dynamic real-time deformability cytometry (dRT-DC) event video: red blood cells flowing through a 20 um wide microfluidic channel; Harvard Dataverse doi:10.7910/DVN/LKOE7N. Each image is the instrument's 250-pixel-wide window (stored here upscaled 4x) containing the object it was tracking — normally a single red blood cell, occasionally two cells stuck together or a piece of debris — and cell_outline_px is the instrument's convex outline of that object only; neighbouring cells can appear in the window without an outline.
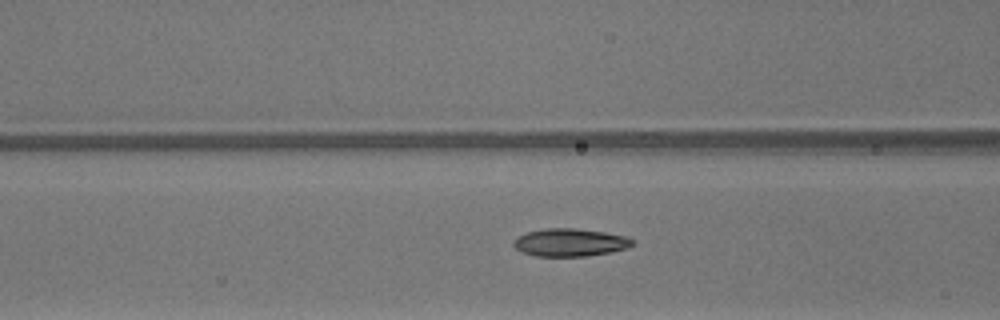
{"species": "common noctule bat (a hibernating species)", "species_latin": "Nyctalus noctula", "temperature_condition": "warm", "stored_images_in_passage": 50, "camera_frame_rate_fps": 3000, "um_per_image_px": 0.085, "animal": {"sex": "male", "body_mass_g": 13.3}, "frame": {"image": 1, "passage_image": 21, "time_ms": 6.667, "image_size_px": [1000, 320], "cell_outline_px": [[636, 244], [628, 248], [588, 256], [536, 256], [520, 252], [512, 244], [512, 240], [516, 236], [528, 232], [544, 228], [576, 228], [604, 232], [624, 236], [632, 240]], "centroid_in_image_um": [48.4, 20.61], "position_along_channel_um": 118.2, "area_um2": 19.36}}
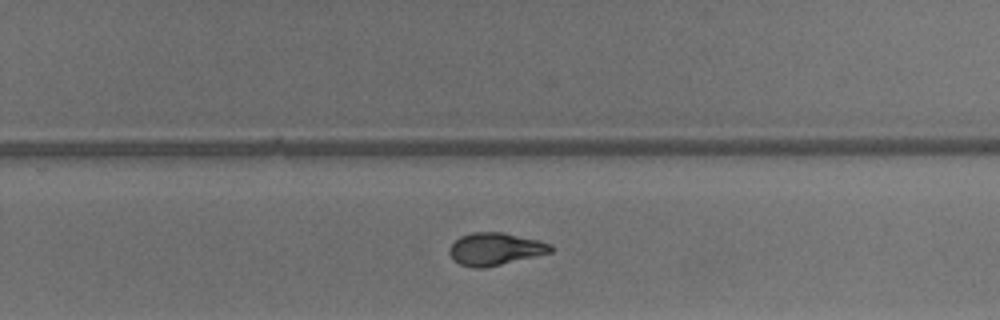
{"frame": {"image": 2, "passage_image": 33, "time_ms": 10.667, "image_size_px": [1000, 320], "cell_outline_px": [[552, 252], [536, 256], [484, 268], [472, 268], [460, 264], [452, 260], [448, 252], [452, 244], [460, 236], [472, 232], [500, 232], [536, 240], [552, 244]], "centroid_in_image_um": [42.05, 21.18], "position_along_channel_um": 287.8, "area_um2": 19.02}}
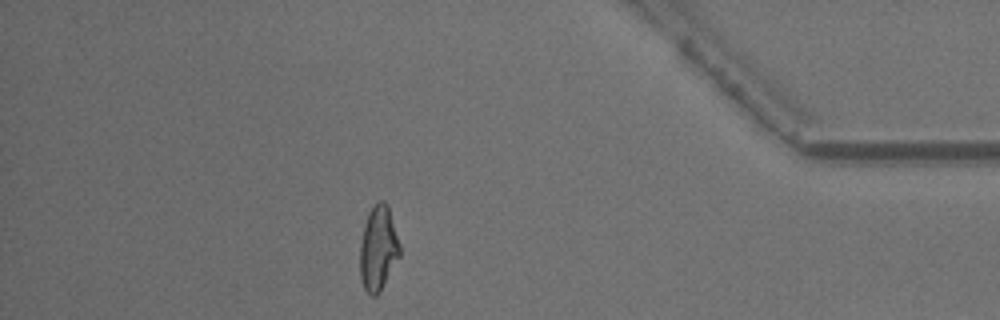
{"frame": {"image": 3, "passage_image": 44, "time_ms": 14.333, "image_size_px": [1000, 320], "cell_outline_px": [[400, 256], [380, 292], [376, 296], [372, 296], [364, 288], [360, 276], [360, 244], [364, 224], [368, 212], [380, 200], [384, 200], [388, 204], [400, 244]], "centroid_in_image_um": [32.16, 21.1], "position_along_channel_um": 403.0, "area_um2": 19.71}, "authors_computed_cell_mechanics": {"area_um2": 19.4208, "velocity_mm_per_s": 4.232, "shape_relaxation_time_tau1_ms": 5.103, "shape_relaxation_time_tau2_ms": 1.4915, "deformation_change_tau1": 0.1592, "deformation_change_tau2": 0.0807}}